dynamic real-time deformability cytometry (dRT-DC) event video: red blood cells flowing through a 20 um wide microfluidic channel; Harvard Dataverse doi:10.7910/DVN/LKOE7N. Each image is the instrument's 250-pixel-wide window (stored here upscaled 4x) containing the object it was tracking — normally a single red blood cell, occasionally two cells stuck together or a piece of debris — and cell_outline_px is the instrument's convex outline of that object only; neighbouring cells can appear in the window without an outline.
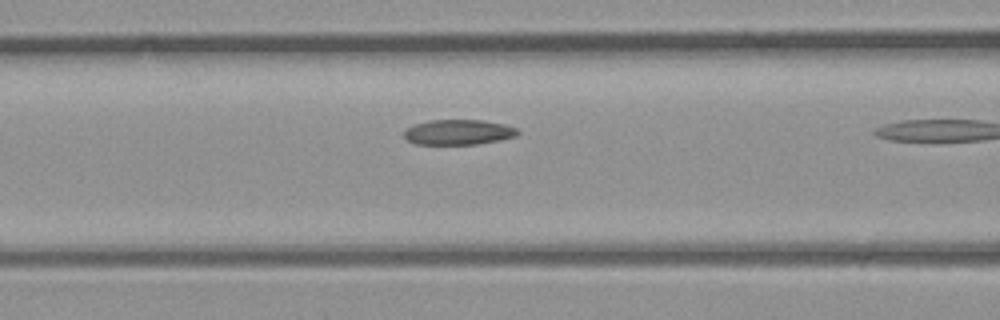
{"species": "common noctule bat (a hibernating species)", "species_latin": "Nyctalus noctula", "temperature_condition": "room temperature", "stored_images_in_passage": 9, "camera_frame_rate_fps": 3000, "um_per_image_px": 0.085, "animal": {"sex": "male", "body_mass_g": 23.1, "forearm_length_mm": 52.7}, "frame": {"image": 1, "passage_image": 8, "time_ms": 2.333, "image_size_px": [1000, 320], "cell_outline_px": [[520, 132], [516, 136], [500, 140], [476, 144], [412, 144], [404, 136], [404, 132], [408, 128], [416, 124], [428, 120], [484, 120], [504, 124], [516, 128]], "centroid_in_image_um": [38.98, 11.23], "position_along_channel_um": 127.6, "area_um2": 16.65}}